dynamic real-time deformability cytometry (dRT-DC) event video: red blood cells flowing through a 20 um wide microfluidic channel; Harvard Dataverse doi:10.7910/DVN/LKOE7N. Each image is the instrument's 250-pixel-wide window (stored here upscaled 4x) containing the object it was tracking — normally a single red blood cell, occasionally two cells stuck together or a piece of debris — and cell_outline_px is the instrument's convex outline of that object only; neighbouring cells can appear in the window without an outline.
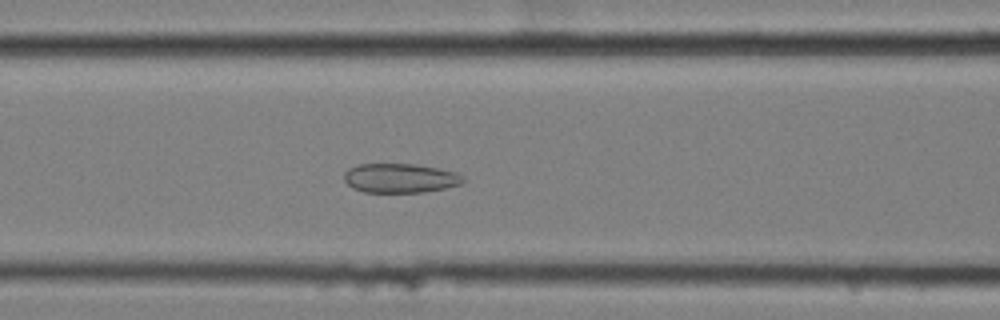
{"species": "common noctule bat (a hibernating species)", "species_latin": "Nyctalus noctula", "temperature_condition": "cold", "stored_images_in_passage": 48, "camera_frame_rate_fps": 3000, "um_per_image_px": 0.085, "animal": {"sex": "female", "body_mass_g": 25.1}, "frame": {"image": 1, "passage_image": 14, "time_ms": 4.333, "image_size_px": [1000, 320], "cell_outline_px": [[464, 180], [460, 184], [444, 188], [424, 192], [364, 192], [352, 188], [344, 180], [344, 172], [348, 168], [360, 164], [412, 164], [436, 168], [456, 172], [464, 176]], "centroid_in_image_um": [33.98, 15.14], "position_along_channel_um": 132.6, "area_um2": 20.23}}
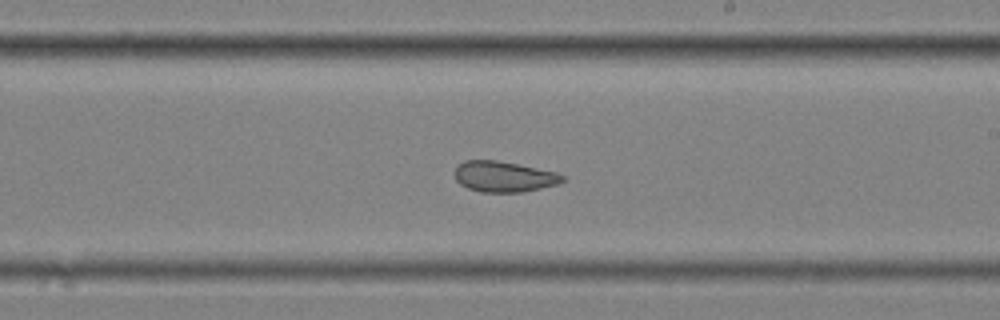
{"frame": {"image": 2, "passage_image": 24, "time_ms": 7.667, "image_size_px": [1000, 320], "cell_outline_px": [[564, 180], [556, 184], [540, 188], [520, 192], [480, 192], [468, 188], [460, 184], [456, 180], [456, 168], [464, 160], [496, 160], [556, 172], [564, 176]], "centroid_in_image_um": [42.81, 15.01], "position_along_channel_um": 246.2, "area_um2": 18.96}}
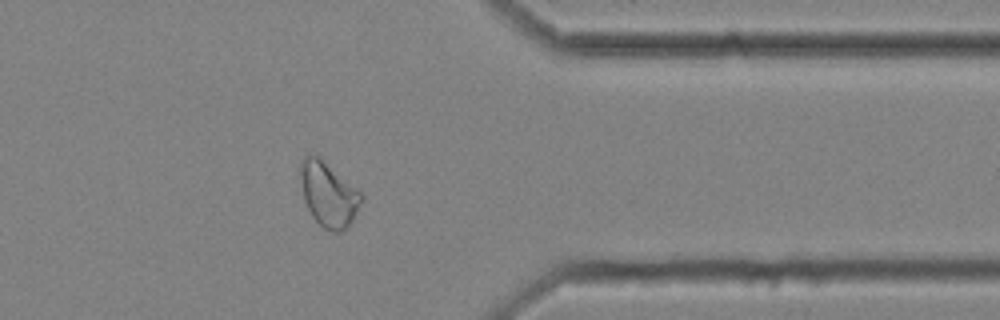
{"frame": {"image": 3, "passage_image": 37, "time_ms": 12.0, "image_size_px": [1000, 320], "cell_outline_px": [[364, 196], [352, 220], [340, 232], [332, 232], [324, 228], [312, 216], [304, 200], [300, 180], [300, 160], [304, 156], [316, 152], [356, 188]], "centroid_in_image_um": [27.88, 16.45], "position_along_channel_um": 383.5, "area_um2": 22.95}, "authors_computed_cell_mechanics": {"area_um2": 22.6576, "velocity_mm_per_s": 3.4153, "shape_relaxation_time_tau1_ms": null, "shape_relaxation_time_tau2_ms": 1.6193, "deformation_change_tau1": null, "deformation_change_tau2": 0.0826}}